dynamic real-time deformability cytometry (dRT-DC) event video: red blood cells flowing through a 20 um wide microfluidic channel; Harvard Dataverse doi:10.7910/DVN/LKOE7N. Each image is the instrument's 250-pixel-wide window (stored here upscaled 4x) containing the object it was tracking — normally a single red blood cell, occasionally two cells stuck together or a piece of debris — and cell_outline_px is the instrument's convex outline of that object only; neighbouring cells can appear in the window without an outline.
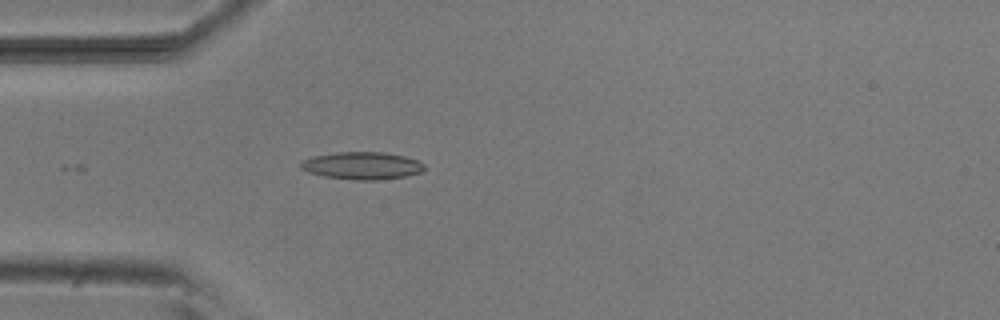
{"species": "common noctule bat (a hibernating species)", "species_latin": "Nyctalus noctula", "temperature_condition": "room temperature", "stored_images_in_passage": 17, "camera_frame_rate_fps": 3000, "um_per_image_px": 0.085, "animal": {"sex": "male", "body_mass_g": 20.5, "forearm_length_mm": 52.5}, "frame": {"image": 1, "passage_image": 4, "time_ms": 1.0, "image_size_px": [1000, 320], "cell_outline_px": [[428, 168], [424, 172], [404, 176], [376, 180], [356, 180], [324, 176], [308, 172], [300, 168], [300, 160], [312, 156], [336, 152], [384, 152], [404, 156], [416, 160], [424, 164]], "centroid_in_image_um": [30.78, 14.07], "position_along_channel_um": 54.2, "area_um2": 19.94}}
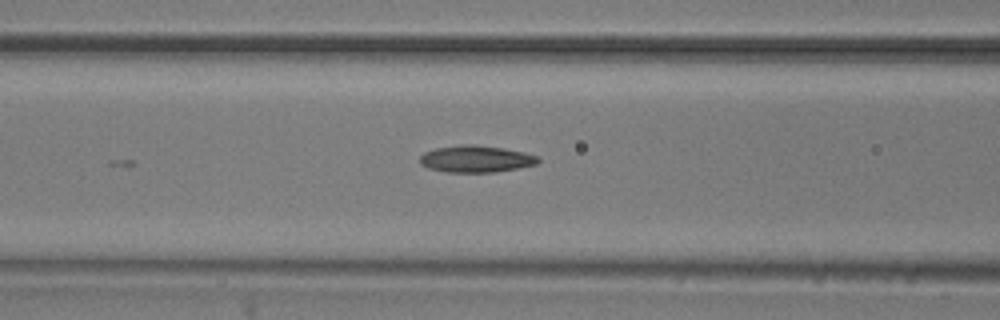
{"frame": {"image": 2, "passage_image": 10, "time_ms": 3.0, "image_size_px": [1000, 320], "cell_outline_px": [[540, 160], [536, 164], [496, 172], [444, 172], [428, 168], [420, 164], [420, 156], [424, 152], [436, 148], [460, 144], [476, 144], [504, 148], [524, 152], [536, 156]], "centroid_in_image_um": [40.42, 13.5], "position_along_channel_um": 126.2, "area_um2": 18.55}}
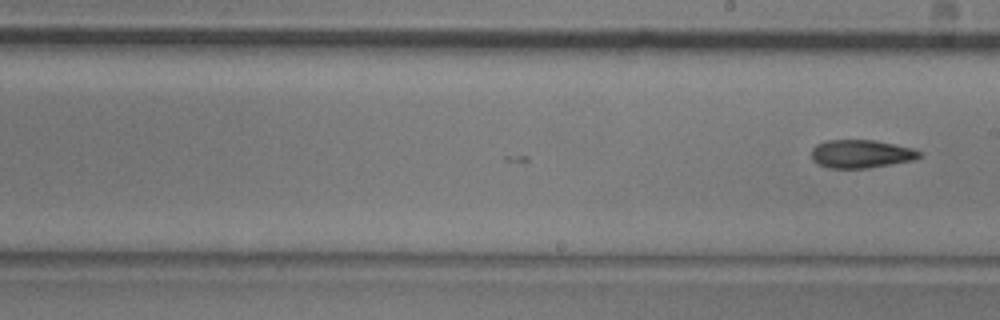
{"frame": {"image": 3, "passage_image": 17, "time_ms": 5.333, "image_size_px": [1000, 320], "cell_outline_px": [[920, 156], [912, 160], [892, 164], [868, 168], [828, 168], [812, 160], [812, 148], [816, 144], [828, 140], [872, 140], [912, 148], [920, 152]], "centroid_in_image_um": [73.15, 13.08], "position_along_channel_um": 215.8, "area_um2": 17.51}}